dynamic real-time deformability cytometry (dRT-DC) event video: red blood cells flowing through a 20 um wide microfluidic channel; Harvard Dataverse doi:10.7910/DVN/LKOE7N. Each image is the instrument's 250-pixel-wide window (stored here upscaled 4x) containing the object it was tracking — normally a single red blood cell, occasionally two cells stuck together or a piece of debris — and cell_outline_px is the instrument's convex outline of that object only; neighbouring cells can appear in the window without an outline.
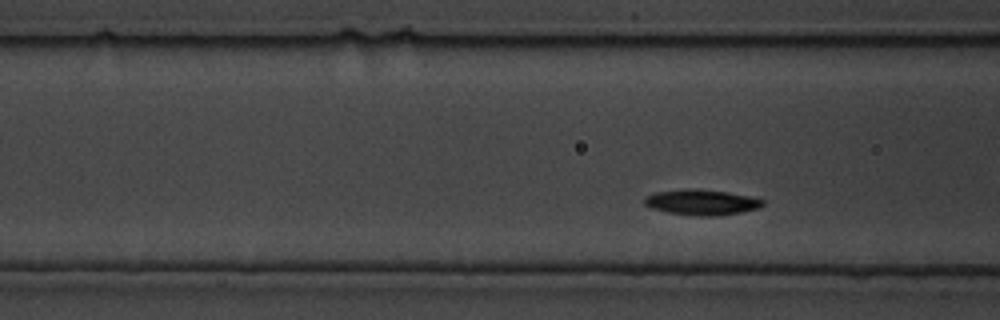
{"species": "common noctule bat (a hibernating species)", "species_latin": "Nyctalus noctula", "temperature_condition": "cold", "stored_images_in_passage": 98, "segment_of_instrument_passage": [2, 2], "camera_frame_rate_fps": 3000, "um_per_image_px": 0.085, "animal": {"sex": "male", "body_mass_g": 19.5, "forearm_length_mm": 54.6}, "frame": {"image": 1, "passage_image": 38, "time_ms": 12.333, "image_size_px": [1000, 320], "cell_outline_px": [[764, 204], [760, 208], [740, 212], [716, 216], [700, 216], [668, 212], [652, 208], [644, 204], [644, 196], [656, 192], [688, 188], [696, 188], [728, 192], [748, 196], [764, 200]], "centroid_in_image_um": [59.63, 17.18], "position_along_channel_um": 107.0, "area_um2": 17.57}}
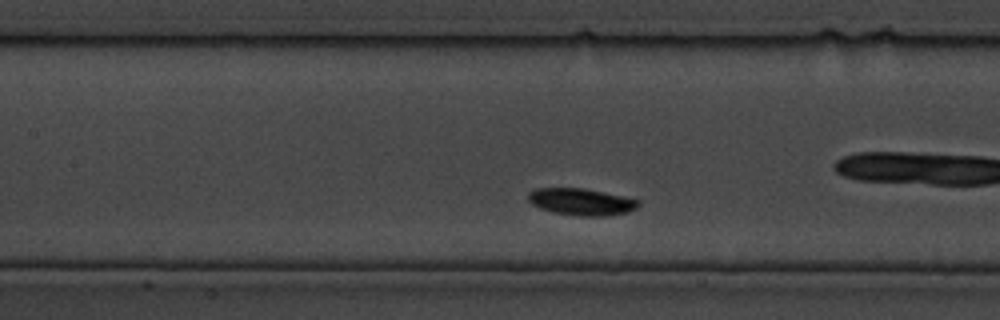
{"frame": {"image": 2, "passage_image": 47, "time_ms": 15.333, "image_size_px": [1000, 320], "cell_outline_px": [[640, 204], [636, 208], [628, 212], [604, 216], [580, 216], [552, 212], [540, 208], [532, 204], [528, 200], [528, 192], [536, 188], [584, 188], [640, 200]], "centroid_in_image_um": [49.39, 17.15], "position_along_channel_um": 158.0, "area_um2": 17.22}}
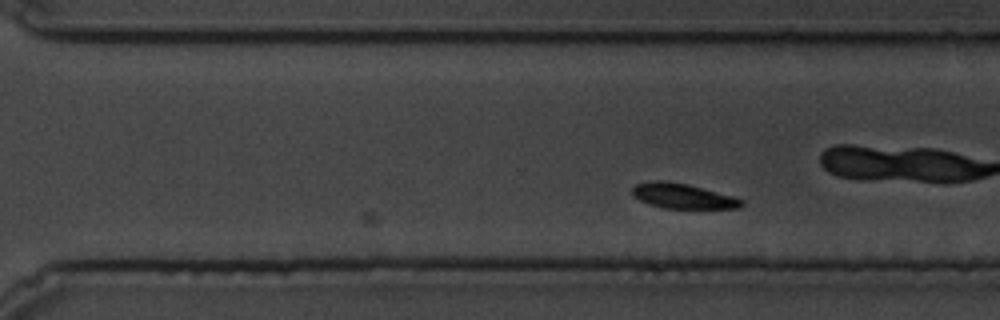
{"frame": {"image": 3, "passage_image": 74, "time_ms": 24.333, "image_size_px": [1000, 320], "cell_outline_px": [[744, 204], [740, 208], [664, 208], [640, 200], [632, 196], [632, 188], [636, 184], [652, 180], [664, 180], [688, 184], [732, 196], [744, 200]], "centroid_in_image_um": [58.03, 16.65], "position_along_channel_um": 312.6, "area_um2": 15.84}}